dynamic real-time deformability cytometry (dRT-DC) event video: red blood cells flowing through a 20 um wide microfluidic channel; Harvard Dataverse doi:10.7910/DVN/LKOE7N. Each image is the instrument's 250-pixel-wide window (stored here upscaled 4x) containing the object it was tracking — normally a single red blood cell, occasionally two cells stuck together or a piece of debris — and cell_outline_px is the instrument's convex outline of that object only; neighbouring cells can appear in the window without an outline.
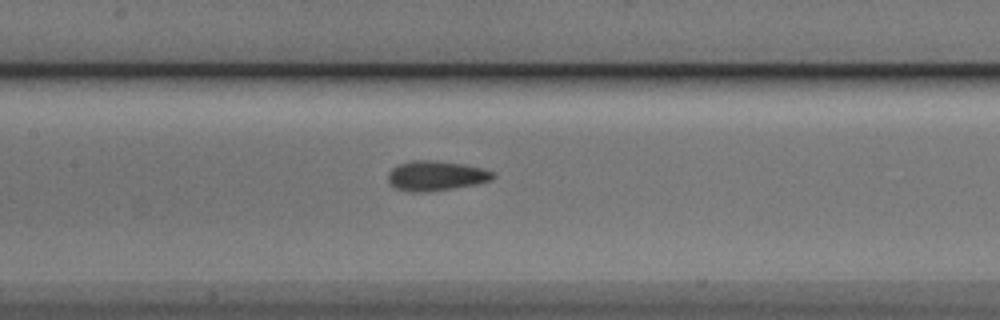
{"species": "Egyptian fruit bat (a non-hibernating species)", "species_latin": "Rousettus aegyptiacus", "temperature_condition": "cold", "stored_images_in_passage": 18, "camera_frame_rate_fps": 3000, "um_per_image_px": 0.085, "animal": {"sex": "male"}, "frame": {"image": 1, "passage_image": 13, "time_ms": 4.0, "image_size_px": [1000, 320], "cell_outline_px": [[496, 176], [492, 180], [476, 184], [452, 188], [424, 192], [408, 192], [396, 188], [388, 180], [388, 172], [396, 164], [412, 160], [432, 160], [464, 164], [484, 168], [496, 172]], "centroid_in_image_um": [37.08, 14.93], "position_along_channel_um": 170.3, "area_um2": 18.44}}
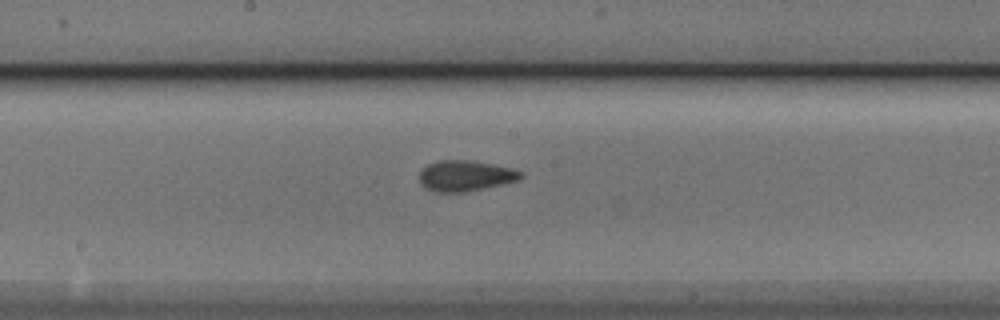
{"frame": {"image": 2, "passage_image": 16, "time_ms": 5.0, "image_size_px": [1000, 320], "cell_outline_px": [[524, 176], [520, 180], [464, 192], [432, 192], [424, 188], [420, 184], [420, 172], [428, 164], [440, 160], [468, 160], [492, 164], [512, 168], [520, 172]], "centroid_in_image_um": [39.53, 14.95], "position_along_channel_um": 208.7, "area_um2": 18.09}}